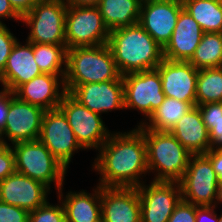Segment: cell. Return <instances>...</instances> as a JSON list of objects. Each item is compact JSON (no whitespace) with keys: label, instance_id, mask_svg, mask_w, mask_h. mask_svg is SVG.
I'll use <instances>...</instances> for the list:
<instances>
[{"label":"cell","instance_id":"obj_1","mask_svg":"<svg viewBox=\"0 0 222 222\" xmlns=\"http://www.w3.org/2000/svg\"><path fill=\"white\" fill-rule=\"evenodd\" d=\"M132 129L112 131L98 150L91 166L100 174L99 186L137 188L145 182L149 171L144 133L138 126Z\"/></svg>","mask_w":222,"mask_h":222},{"label":"cell","instance_id":"obj_2","mask_svg":"<svg viewBox=\"0 0 222 222\" xmlns=\"http://www.w3.org/2000/svg\"><path fill=\"white\" fill-rule=\"evenodd\" d=\"M107 44L121 75L156 69L164 60L163 48L139 23L111 30Z\"/></svg>","mask_w":222,"mask_h":222},{"label":"cell","instance_id":"obj_3","mask_svg":"<svg viewBox=\"0 0 222 222\" xmlns=\"http://www.w3.org/2000/svg\"><path fill=\"white\" fill-rule=\"evenodd\" d=\"M120 76L108 44L67 49L64 77L67 93L80 84L117 80Z\"/></svg>","mask_w":222,"mask_h":222},{"label":"cell","instance_id":"obj_4","mask_svg":"<svg viewBox=\"0 0 222 222\" xmlns=\"http://www.w3.org/2000/svg\"><path fill=\"white\" fill-rule=\"evenodd\" d=\"M138 127L144 133L148 171L154 175L151 180L179 182L192 154L170 132L153 131L143 125Z\"/></svg>","mask_w":222,"mask_h":222},{"label":"cell","instance_id":"obj_5","mask_svg":"<svg viewBox=\"0 0 222 222\" xmlns=\"http://www.w3.org/2000/svg\"><path fill=\"white\" fill-rule=\"evenodd\" d=\"M15 155V171L40 181L50 190L65 185L67 168L39 140L11 145Z\"/></svg>","mask_w":222,"mask_h":222},{"label":"cell","instance_id":"obj_6","mask_svg":"<svg viewBox=\"0 0 222 222\" xmlns=\"http://www.w3.org/2000/svg\"><path fill=\"white\" fill-rule=\"evenodd\" d=\"M67 5L63 0H39L21 17V23L29 27L30 43L66 45L65 16Z\"/></svg>","mask_w":222,"mask_h":222},{"label":"cell","instance_id":"obj_7","mask_svg":"<svg viewBox=\"0 0 222 222\" xmlns=\"http://www.w3.org/2000/svg\"><path fill=\"white\" fill-rule=\"evenodd\" d=\"M122 78L124 110H136L144 115L145 118L136 125L140 126L164 101L160 73L157 69H152L127 73Z\"/></svg>","mask_w":222,"mask_h":222},{"label":"cell","instance_id":"obj_8","mask_svg":"<svg viewBox=\"0 0 222 222\" xmlns=\"http://www.w3.org/2000/svg\"><path fill=\"white\" fill-rule=\"evenodd\" d=\"M109 32L97 6L67 7L65 16L67 49L107 44Z\"/></svg>","mask_w":222,"mask_h":222},{"label":"cell","instance_id":"obj_9","mask_svg":"<svg viewBox=\"0 0 222 222\" xmlns=\"http://www.w3.org/2000/svg\"><path fill=\"white\" fill-rule=\"evenodd\" d=\"M58 108L66 116L79 145L85 149H95L108 140L111 131L103 122V117L81 105L69 93H66Z\"/></svg>","mask_w":222,"mask_h":222},{"label":"cell","instance_id":"obj_10","mask_svg":"<svg viewBox=\"0 0 222 222\" xmlns=\"http://www.w3.org/2000/svg\"><path fill=\"white\" fill-rule=\"evenodd\" d=\"M220 179L205 154H192L179 181L182 200L197 206H214Z\"/></svg>","mask_w":222,"mask_h":222},{"label":"cell","instance_id":"obj_11","mask_svg":"<svg viewBox=\"0 0 222 222\" xmlns=\"http://www.w3.org/2000/svg\"><path fill=\"white\" fill-rule=\"evenodd\" d=\"M45 112L38 106L19 100L8 90V113L0 141L13 145L38 140Z\"/></svg>","mask_w":222,"mask_h":222},{"label":"cell","instance_id":"obj_12","mask_svg":"<svg viewBox=\"0 0 222 222\" xmlns=\"http://www.w3.org/2000/svg\"><path fill=\"white\" fill-rule=\"evenodd\" d=\"M141 222H168L182 200L179 182L152 181L137 187Z\"/></svg>","mask_w":222,"mask_h":222},{"label":"cell","instance_id":"obj_13","mask_svg":"<svg viewBox=\"0 0 222 222\" xmlns=\"http://www.w3.org/2000/svg\"><path fill=\"white\" fill-rule=\"evenodd\" d=\"M38 140L68 169L72 157L84 150L78 143L64 113L59 109L44 114Z\"/></svg>","mask_w":222,"mask_h":222},{"label":"cell","instance_id":"obj_14","mask_svg":"<svg viewBox=\"0 0 222 222\" xmlns=\"http://www.w3.org/2000/svg\"><path fill=\"white\" fill-rule=\"evenodd\" d=\"M183 3L178 0H146L141 3L139 24L164 48L171 39Z\"/></svg>","mask_w":222,"mask_h":222},{"label":"cell","instance_id":"obj_15","mask_svg":"<svg viewBox=\"0 0 222 222\" xmlns=\"http://www.w3.org/2000/svg\"><path fill=\"white\" fill-rule=\"evenodd\" d=\"M81 105L102 115L124 109L123 78L76 86L69 93Z\"/></svg>","mask_w":222,"mask_h":222},{"label":"cell","instance_id":"obj_16","mask_svg":"<svg viewBox=\"0 0 222 222\" xmlns=\"http://www.w3.org/2000/svg\"><path fill=\"white\" fill-rule=\"evenodd\" d=\"M48 194L46 185L16 171L0 181V201L29 212L43 206L49 200Z\"/></svg>","mask_w":222,"mask_h":222},{"label":"cell","instance_id":"obj_17","mask_svg":"<svg viewBox=\"0 0 222 222\" xmlns=\"http://www.w3.org/2000/svg\"><path fill=\"white\" fill-rule=\"evenodd\" d=\"M156 69L160 73L165 97L182 102H196L198 69L189 61L164 59Z\"/></svg>","mask_w":222,"mask_h":222},{"label":"cell","instance_id":"obj_18","mask_svg":"<svg viewBox=\"0 0 222 222\" xmlns=\"http://www.w3.org/2000/svg\"><path fill=\"white\" fill-rule=\"evenodd\" d=\"M141 205L135 187H101L103 222H141Z\"/></svg>","mask_w":222,"mask_h":222},{"label":"cell","instance_id":"obj_19","mask_svg":"<svg viewBox=\"0 0 222 222\" xmlns=\"http://www.w3.org/2000/svg\"><path fill=\"white\" fill-rule=\"evenodd\" d=\"M64 77L42 73L20 85L13 95L19 100L38 106L45 111L56 109L67 93Z\"/></svg>","mask_w":222,"mask_h":222},{"label":"cell","instance_id":"obj_20","mask_svg":"<svg viewBox=\"0 0 222 222\" xmlns=\"http://www.w3.org/2000/svg\"><path fill=\"white\" fill-rule=\"evenodd\" d=\"M203 33L198 22L182 8L171 39L163 48L164 59L189 61L200 44Z\"/></svg>","mask_w":222,"mask_h":222},{"label":"cell","instance_id":"obj_21","mask_svg":"<svg viewBox=\"0 0 222 222\" xmlns=\"http://www.w3.org/2000/svg\"><path fill=\"white\" fill-rule=\"evenodd\" d=\"M25 43L22 44L17 40L7 58L5 69L0 75L1 86L11 93L20 85L42 74L34 59L33 43L28 41Z\"/></svg>","mask_w":222,"mask_h":222},{"label":"cell","instance_id":"obj_22","mask_svg":"<svg viewBox=\"0 0 222 222\" xmlns=\"http://www.w3.org/2000/svg\"><path fill=\"white\" fill-rule=\"evenodd\" d=\"M62 186L57 192L58 200L61 201L66 222H99L101 215V186L98 184L92 193L87 190L68 191L63 194Z\"/></svg>","mask_w":222,"mask_h":222},{"label":"cell","instance_id":"obj_23","mask_svg":"<svg viewBox=\"0 0 222 222\" xmlns=\"http://www.w3.org/2000/svg\"><path fill=\"white\" fill-rule=\"evenodd\" d=\"M191 153L205 154L210 150L209 133L198 106L190 109L170 131Z\"/></svg>","mask_w":222,"mask_h":222},{"label":"cell","instance_id":"obj_24","mask_svg":"<svg viewBox=\"0 0 222 222\" xmlns=\"http://www.w3.org/2000/svg\"><path fill=\"white\" fill-rule=\"evenodd\" d=\"M141 3V0H100L97 7L104 25L111 31L138 23Z\"/></svg>","mask_w":222,"mask_h":222},{"label":"cell","instance_id":"obj_25","mask_svg":"<svg viewBox=\"0 0 222 222\" xmlns=\"http://www.w3.org/2000/svg\"><path fill=\"white\" fill-rule=\"evenodd\" d=\"M194 106H196V102H182L175 98L165 97L163 103L142 125L153 131L170 132L174 125Z\"/></svg>","mask_w":222,"mask_h":222},{"label":"cell","instance_id":"obj_26","mask_svg":"<svg viewBox=\"0 0 222 222\" xmlns=\"http://www.w3.org/2000/svg\"><path fill=\"white\" fill-rule=\"evenodd\" d=\"M182 3L204 33H222V1L184 0Z\"/></svg>","mask_w":222,"mask_h":222},{"label":"cell","instance_id":"obj_27","mask_svg":"<svg viewBox=\"0 0 222 222\" xmlns=\"http://www.w3.org/2000/svg\"><path fill=\"white\" fill-rule=\"evenodd\" d=\"M35 62L42 73L65 76L67 61V46L33 43Z\"/></svg>","mask_w":222,"mask_h":222},{"label":"cell","instance_id":"obj_28","mask_svg":"<svg viewBox=\"0 0 222 222\" xmlns=\"http://www.w3.org/2000/svg\"><path fill=\"white\" fill-rule=\"evenodd\" d=\"M189 62L198 70L222 67V33H203Z\"/></svg>","mask_w":222,"mask_h":222},{"label":"cell","instance_id":"obj_29","mask_svg":"<svg viewBox=\"0 0 222 222\" xmlns=\"http://www.w3.org/2000/svg\"><path fill=\"white\" fill-rule=\"evenodd\" d=\"M212 102H222V67L198 71L196 106Z\"/></svg>","mask_w":222,"mask_h":222},{"label":"cell","instance_id":"obj_30","mask_svg":"<svg viewBox=\"0 0 222 222\" xmlns=\"http://www.w3.org/2000/svg\"><path fill=\"white\" fill-rule=\"evenodd\" d=\"M29 222H66L61 201L57 205L47 201L43 206L29 212Z\"/></svg>","mask_w":222,"mask_h":222},{"label":"cell","instance_id":"obj_31","mask_svg":"<svg viewBox=\"0 0 222 222\" xmlns=\"http://www.w3.org/2000/svg\"><path fill=\"white\" fill-rule=\"evenodd\" d=\"M17 40L6 24L0 25V75L5 69L7 58Z\"/></svg>","mask_w":222,"mask_h":222},{"label":"cell","instance_id":"obj_32","mask_svg":"<svg viewBox=\"0 0 222 222\" xmlns=\"http://www.w3.org/2000/svg\"><path fill=\"white\" fill-rule=\"evenodd\" d=\"M15 172V155L10 144L0 141V181Z\"/></svg>","mask_w":222,"mask_h":222},{"label":"cell","instance_id":"obj_33","mask_svg":"<svg viewBox=\"0 0 222 222\" xmlns=\"http://www.w3.org/2000/svg\"><path fill=\"white\" fill-rule=\"evenodd\" d=\"M0 222H29V211L0 201Z\"/></svg>","mask_w":222,"mask_h":222},{"label":"cell","instance_id":"obj_34","mask_svg":"<svg viewBox=\"0 0 222 222\" xmlns=\"http://www.w3.org/2000/svg\"><path fill=\"white\" fill-rule=\"evenodd\" d=\"M197 207V205L181 200L174 209L168 222H196Z\"/></svg>","mask_w":222,"mask_h":222},{"label":"cell","instance_id":"obj_35","mask_svg":"<svg viewBox=\"0 0 222 222\" xmlns=\"http://www.w3.org/2000/svg\"><path fill=\"white\" fill-rule=\"evenodd\" d=\"M203 121L222 120V102H212L198 105Z\"/></svg>","mask_w":222,"mask_h":222},{"label":"cell","instance_id":"obj_36","mask_svg":"<svg viewBox=\"0 0 222 222\" xmlns=\"http://www.w3.org/2000/svg\"><path fill=\"white\" fill-rule=\"evenodd\" d=\"M203 122L209 133L210 149H222V120Z\"/></svg>","mask_w":222,"mask_h":222},{"label":"cell","instance_id":"obj_37","mask_svg":"<svg viewBox=\"0 0 222 222\" xmlns=\"http://www.w3.org/2000/svg\"><path fill=\"white\" fill-rule=\"evenodd\" d=\"M215 206H198L196 208V222H218Z\"/></svg>","mask_w":222,"mask_h":222},{"label":"cell","instance_id":"obj_38","mask_svg":"<svg viewBox=\"0 0 222 222\" xmlns=\"http://www.w3.org/2000/svg\"><path fill=\"white\" fill-rule=\"evenodd\" d=\"M6 19L21 22V16L11 6L10 1L0 0V25L5 24L3 21Z\"/></svg>","mask_w":222,"mask_h":222},{"label":"cell","instance_id":"obj_39","mask_svg":"<svg viewBox=\"0 0 222 222\" xmlns=\"http://www.w3.org/2000/svg\"><path fill=\"white\" fill-rule=\"evenodd\" d=\"M205 155L211 160L218 178L222 180V149H210Z\"/></svg>","mask_w":222,"mask_h":222},{"label":"cell","instance_id":"obj_40","mask_svg":"<svg viewBox=\"0 0 222 222\" xmlns=\"http://www.w3.org/2000/svg\"><path fill=\"white\" fill-rule=\"evenodd\" d=\"M14 10L22 17L28 13L39 0H9Z\"/></svg>","mask_w":222,"mask_h":222},{"label":"cell","instance_id":"obj_41","mask_svg":"<svg viewBox=\"0 0 222 222\" xmlns=\"http://www.w3.org/2000/svg\"><path fill=\"white\" fill-rule=\"evenodd\" d=\"M2 87L0 90V132L3 130L8 113V90Z\"/></svg>","mask_w":222,"mask_h":222},{"label":"cell","instance_id":"obj_42","mask_svg":"<svg viewBox=\"0 0 222 222\" xmlns=\"http://www.w3.org/2000/svg\"><path fill=\"white\" fill-rule=\"evenodd\" d=\"M67 7L72 6H97L100 0H63Z\"/></svg>","mask_w":222,"mask_h":222},{"label":"cell","instance_id":"obj_43","mask_svg":"<svg viewBox=\"0 0 222 222\" xmlns=\"http://www.w3.org/2000/svg\"><path fill=\"white\" fill-rule=\"evenodd\" d=\"M219 204H222V180H220L219 183L217 184V192H216L214 206L218 208Z\"/></svg>","mask_w":222,"mask_h":222},{"label":"cell","instance_id":"obj_44","mask_svg":"<svg viewBox=\"0 0 222 222\" xmlns=\"http://www.w3.org/2000/svg\"><path fill=\"white\" fill-rule=\"evenodd\" d=\"M218 222H222V212L220 215H218Z\"/></svg>","mask_w":222,"mask_h":222}]
</instances>
